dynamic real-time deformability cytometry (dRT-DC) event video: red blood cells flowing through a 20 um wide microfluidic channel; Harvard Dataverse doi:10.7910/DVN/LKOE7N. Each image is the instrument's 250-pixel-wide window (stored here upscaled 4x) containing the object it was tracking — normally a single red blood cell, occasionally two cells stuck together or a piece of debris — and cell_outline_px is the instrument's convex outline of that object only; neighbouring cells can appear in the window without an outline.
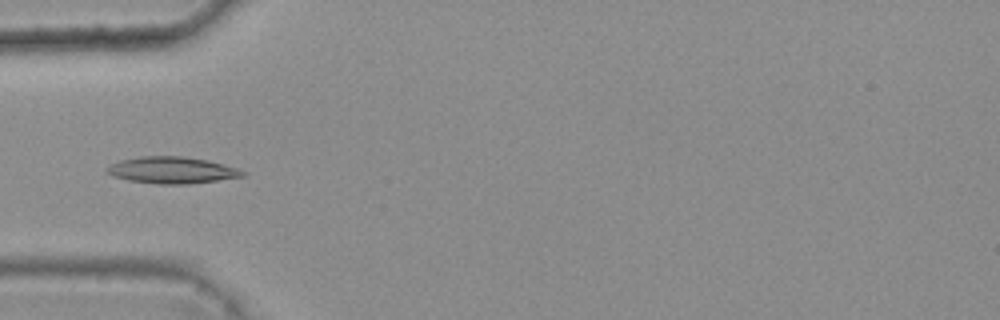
{"species": "common noctule bat (a hibernating species)", "species_latin": "Nyctalus noctula", "temperature_condition": "warm", "stored_images_in_passage": 6, "camera_frame_rate_fps": 3000, "um_per_image_px": 0.085, "animal": {"sex": "female", "body_mass_g": 25.1}, "frame": {"image": 1, "passage_image": 3, "time_ms": 0.667, "image_size_px": [1000, 320], "cell_outline_px": [[248, 172], [244, 176], [188, 184], [160, 184], [128, 180], [112, 176], [104, 168], [120, 160], [140, 156], [184, 156], [208, 160], [236, 168]], "centroid_in_image_um": [14.6, 14.46], "position_along_channel_um": 70.4, "area_um2": 20.98}}
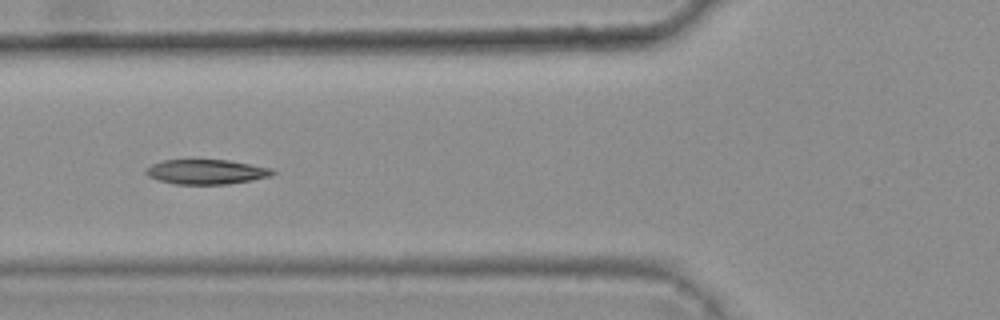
{"frame": {"image": 2, "passage_image": 4, "time_ms": 1.0, "image_size_px": [1000, 320], "cell_outline_px": [[276, 172], [272, 176], [252, 180], [228, 184], [176, 184], [156, 180], [148, 176], [144, 172], [152, 164], [164, 160], [228, 160], [272, 168]], "centroid_in_image_um": [17.55, 14.61], "position_along_channel_um": 108.2, "area_um2": 18.26}}
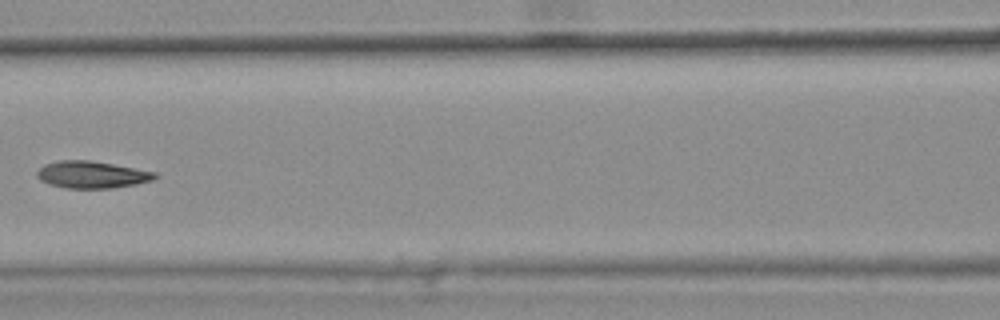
{"frame": {"image": 3, "passage_image": 5, "time_ms": 1.333, "image_size_px": [1000, 320], "cell_outline_px": [[160, 176], [152, 180], [136, 184], [112, 188], [68, 188], [48, 184], [40, 180], [36, 176], [36, 172], [44, 164], [60, 160], [88, 160], [112, 164], [156, 172]], "centroid_in_image_um": [7.8, 14.85], "position_along_channel_um": 158.8, "area_um2": 18.55}}